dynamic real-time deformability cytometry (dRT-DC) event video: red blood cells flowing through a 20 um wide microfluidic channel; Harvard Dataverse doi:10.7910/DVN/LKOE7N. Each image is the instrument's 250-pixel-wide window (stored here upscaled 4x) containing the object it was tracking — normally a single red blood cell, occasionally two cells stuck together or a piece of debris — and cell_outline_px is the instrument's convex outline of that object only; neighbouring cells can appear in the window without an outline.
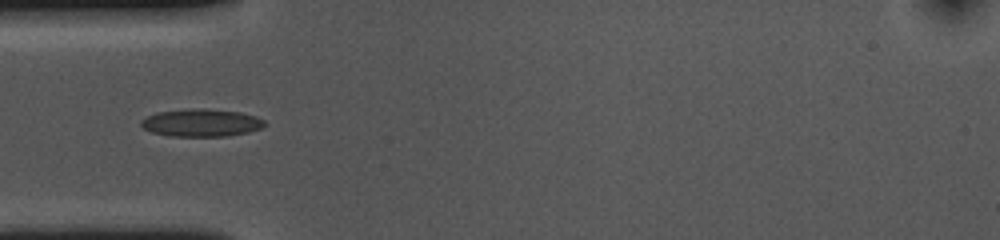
{"species": "common noctule bat (a hibernating species)", "species_latin": "Nyctalus noctula", "temperature_condition": "cold", "stored_images_in_passage": 37, "camera_frame_rate_fps": 3000, "um_per_image_px": 0.085, "animal": {"sex": "female", "body_mass_g": 10.0, "forearm_length_mm": 53.1}, "frame": {"image": 1, "passage_image": 1, "time_ms": 0.0, "image_size_px": [1000, 240], "cell_outline_px": [[268, 124], [260, 128], [248, 132], [228, 136], [168, 136], [152, 132], [144, 128], [140, 124], [140, 120], [156, 112], [200, 108], [204, 108], [240, 112], [256, 116], [264, 120]], "centroid_in_image_um": [17.12, 10.44], "position_along_channel_um": 67.9, "area_um2": 19.88}}
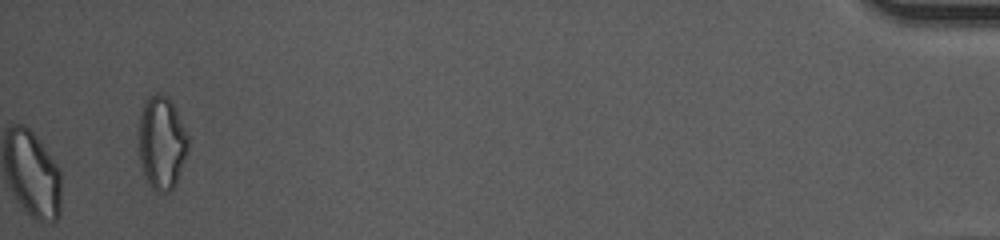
{"frame": {"image": 2, "passage_image": 37, "time_ms": 12.0, "image_size_px": [1000, 240], "cell_outline_px": [[188, 148], [176, 184], [168, 192], [156, 192], [152, 188], [140, 164], [140, 116], [144, 104], [148, 96], [156, 92], [160, 92], [172, 104], [188, 136]], "centroid_in_image_um": [13.75, 12.15], "position_along_channel_um": 421.5, "area_um2": 26.13}}